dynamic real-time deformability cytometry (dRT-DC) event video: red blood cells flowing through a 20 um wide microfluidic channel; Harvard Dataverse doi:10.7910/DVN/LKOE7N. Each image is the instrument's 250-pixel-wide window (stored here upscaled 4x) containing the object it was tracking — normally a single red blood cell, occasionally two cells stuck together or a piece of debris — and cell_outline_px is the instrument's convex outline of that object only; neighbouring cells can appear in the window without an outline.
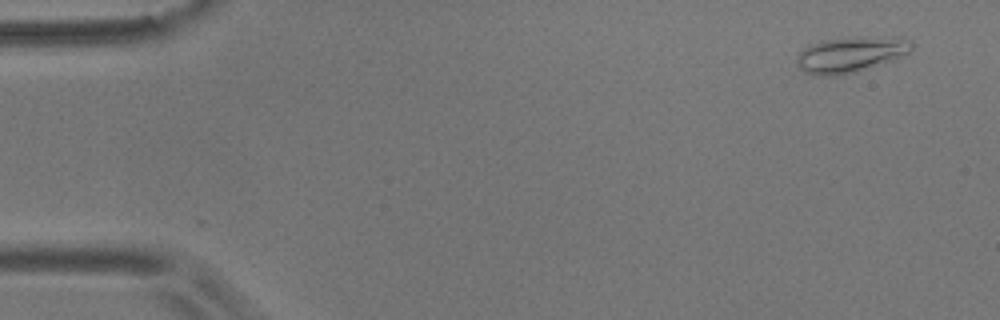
{"species": "common noctule bat (a hibernating species)", "species_latin": "Nyctalus noctula", "temperature_condition": "room temperature", "stored_images_in_passage": 2, "camera_frame_rate_fps": 3000, "um_per_image_px": 0.085, "animal": {"sex": "male", "body_mass_g": 17.9}, "frame": {"image": 1, "passage_image": 1, "time_ms": 0.0, "image_size_px": [1000, 320], "cell_outline_px": [[912, 48], [908, 52], [896, 60], [852, 72], [836, 76], [816, 76], [804, 72], [800, 68], [796, 60], [796, 56], [804, 48], [812, 44], [828, 40], [856, 36], [912, 40]], "centroid_in_image_um": [72.27, 4.65], "position_along_channel_um": 12.7, "area_um2": 23.52}}